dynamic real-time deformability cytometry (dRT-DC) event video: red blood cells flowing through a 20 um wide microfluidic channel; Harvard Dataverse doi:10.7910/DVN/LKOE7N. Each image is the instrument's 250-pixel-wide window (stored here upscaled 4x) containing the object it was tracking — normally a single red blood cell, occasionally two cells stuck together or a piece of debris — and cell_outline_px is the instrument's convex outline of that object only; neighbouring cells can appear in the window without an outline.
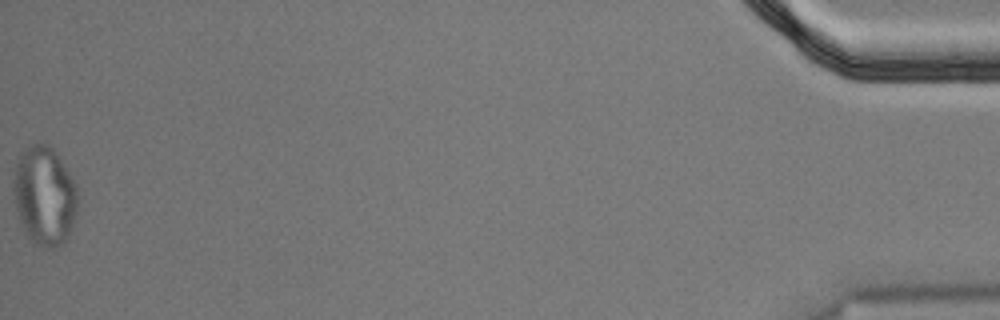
{"species": "Egyptian fruit bat (a non-hibernating species)", "species_latin": "Rousettus aegyptiacus", "temperature_condition": "cold", "stored_images_in_passage": 57, "segment_of_instrument_passage": [2, 2], "camera_frame_rate_fps": 3000, "um_per_image_px": 0.085, "animal": {"sex": "male"}, "frame": {"image": 1, "passage_image": 57, "time_ms": 18.667, "image_size_px": [1000, 320], "cell_outline_px": [[76, 212], [72, 228], [68, 236], [56, 248], [44, 248], [36, 244], [28, 236], [20, 220], [16, 208], [12, 192], [12, 180], [16, 164], [20, 152], [28, 144], [40, 140], [44, 140], [52, 148], [76, 184]], "centroid_in_image_um": [3.74, 16.58], "position_along_channel_um": 431.5, "area_um2": 37.22}}